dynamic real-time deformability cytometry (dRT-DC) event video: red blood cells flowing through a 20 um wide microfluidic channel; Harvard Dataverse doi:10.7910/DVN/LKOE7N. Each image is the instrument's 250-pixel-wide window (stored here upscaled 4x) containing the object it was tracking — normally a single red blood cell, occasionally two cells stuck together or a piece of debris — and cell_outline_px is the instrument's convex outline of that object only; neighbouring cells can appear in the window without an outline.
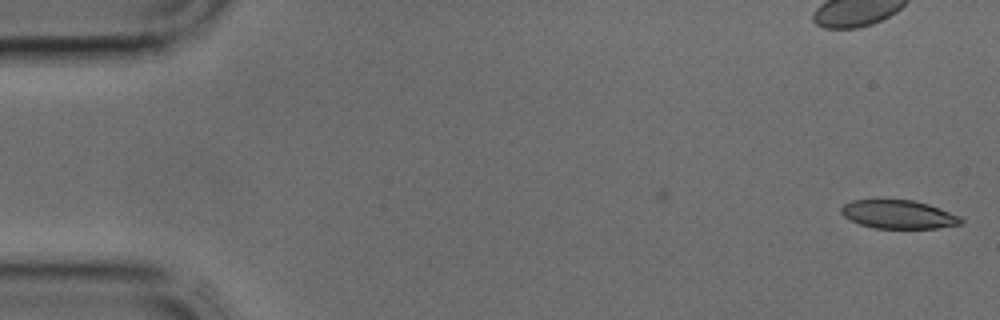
{"species": "common noctule bat (a hibernating species)", "species_latin": "Nyctalus noctula", "temperature_condition": "cold", "stored_images_in_passage": 2, "camera_frame_rate_fps": 3000, "um_per_image_px": 0.085, "animal": {"sex": "male", "body_mass_g": 17.9, "forearm_length_mm": 54.2}, "frame": {"image": 1, "passage_image": 2, "time_ms": 0.333, "image_size_px": [1000, 320], "cell_outline_px": [[964, 220], [960, 224], [936, 228], [876, 228], [860, 224], [844, 216], [840, 212], [840, 208], [844, 204], [852, 200], [912, 200], [928, 204], [940, 208], [960, 216]], "centroid_in_image_um": [76.37, 18.22], "position_along_channel_um": 8.6, "area_um2": 19.71}}